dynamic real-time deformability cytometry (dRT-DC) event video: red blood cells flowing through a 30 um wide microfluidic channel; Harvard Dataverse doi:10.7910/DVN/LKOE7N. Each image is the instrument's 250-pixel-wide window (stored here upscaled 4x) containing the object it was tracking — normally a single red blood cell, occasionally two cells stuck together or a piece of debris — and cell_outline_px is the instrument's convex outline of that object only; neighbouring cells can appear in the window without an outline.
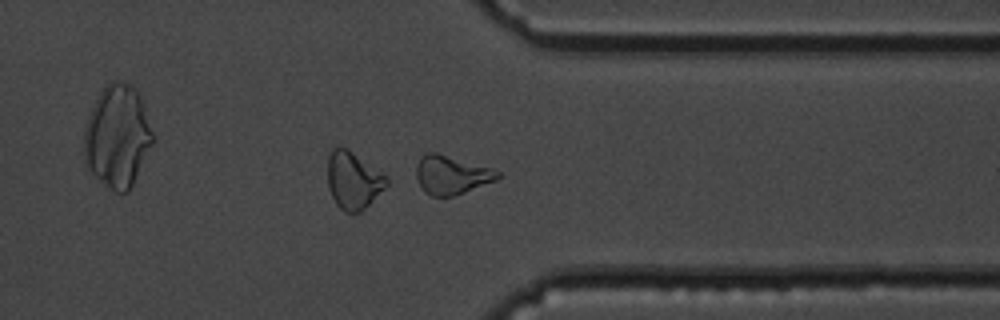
{"species": "common noctule bat (a hibernating species)", "species_latin": "Nyctalus noctula", "temperature_condition": "cold", "stored_images_in_passage": 49, "camera_frame_rate_fps": 3000, "um_per_image_px": 0.085, "animal": {"sex": "male", "body_mass_g": 19.5, "forearm_length_mm": 54.6}, "frame": {"image": 1, "passage_image": 42, "time_ms": 13.667, "image_size_px": [1000, 320], "cell_outline_px": [[500, 176], [496, 180], [464, 192], [452, 196], [432, 196], [424, 192], [416, 176], [416, 164], [420, 156], [424, 152], [436, 152], [492, 168], [500, 172]], "centroid_in_image_um": [38.34, 14.84], "position_along_channel_um": 373.1, "area_um2": 18.32}}